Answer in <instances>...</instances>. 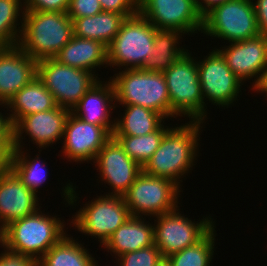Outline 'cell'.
I'll return each mask as SVG.
<instances>
[{
	"mask_svg": "<svg viewBox=\"0 0 267 266\" xmlns=\"http://www.w3.org/2000/svg\"><path fill=\"white\" fill-rule=\"evenodd\" d=\"M201 123L190 121L189 124L170 127L142 171L150 176L171 179L180 186L179 181L183 182L181 176L195 165Z\"/></svg>",
	"mask_w": 267,
	"mask_h": 266,
	"instance_id": "1",
	"label": "cell"
},
{
	"mask_svg": "<svg viewBox=\"0 0 267 266\" xmlns=\"http://www.w3.org/2000/svg\"><path fill=\"white\" fill-rule=\"evenodd\" d=\"M22 21L18 46L37 62L55 58L74 35L67 12L24 11Z\"/></svg>",
	"mask_w": 267,
	"mask_h": 266,
	"instance_id": "2",
	"label": "cell"
},
{
	"mask_svg": "<svg viewBox=\"0 0 267 266\" xmlns=\"http://www.w3.org/2000/svg\"><path fill=\"white\" fill-rule=\"evenodd\" d=\"M64 222L36 212L12 221L0 231V244L8 251L23 254L38 262L66 234Z\"/></svg>",
	"mask_w": 267,
	"mask_h": 266,
	"instance_id": "3",
	"label": "cell"
},
{
	"mask_svg": "<svg viewBox=\"0 0 267 266\" xmlns=\"http://www.w3.org/2000/svg\"><path fill=\"white\" fill-rule=\"evenodd\" d=\"M115 76L110 79L114 86L115 102L142 106L169 118L170 97L162 72L128 68Z\"/></svg>",
	"mask_w": 267,
	"mask_h": 266,
	"instance_id": "4",
	"label": "cell"
},
{
	"mask_svg": "<svg viewBox=\"0 0 267 266\" xmlns=\"http://www.w3.org/2000/svg\"><path fill=\"white\" fill-rule=\"evenodd\" d=\"M190 55L187 51L162 72L170 97V117L186 115L191 121L204 122L206 104L199 81L198 64Z\"/></svg>",
	"mask_w": 267,
	"mask_h": 266,
	"instance_id": "5",
	"label": "cell"
},
{
	"mask_svg": "<svg viewBox=\"0 0 267 266\" xmlns=\"http://www.w3.org/2000/svg\"><path fill=\"white\" fill-rule=\"evenodd\" d=\"M156 31L139 12L127 17L107 47L108 65L122 68L126 66L124 69L143 68L152 55Z\"/></svg>",
	"mask_w": 267,
	"mask_h": 266,
	"instance_id": "6",
	"label": "cell"
},
{
	"mask_svg": "<svg viewBox=\"0 0 267 266\" xmlns=\"http://www.w3.org/2000/svg\"><path fill=\"white\" fill-rule=\"evenodd\" d=\"M202 32L228 42L260 35L253 0H227L203 16Z\"/></svg>",
	"mask_w": 267,
	"mask_h": 266,
	"instance_id": "7",
	"label": "cell"
},
{
	"mask_svg": "<svg viewBox=\"0 0 267 266\" xmlns=\"http://www.w3.org/2000/svg\"><path fill=\"white\" fill-rule=\"evenodd\" d=\"M37 77L54 96L57 105L69 110L99 80L96 74L61 64L55 58L37 62Z\"/></svg>",
	"mask_w": 267,
	"mask_h": 266,
	"instance_id": "8",
	"label": "cell"
},
{
	"mask_svg": "<svg viewBox=\"0 0 267 266\" xmlns=\"http://www.w3.org/2000/svg\"><path fill=\"white\" fill-rule=\"evenodd\" d=\"M179 188L171 179L150 176L142 171L123 198L132 216L156 217L179 208Z\"/></svg>",
	"mask_w": 267,
	"mask_h": 266,
	"instance_id": "9",
	"label": "cell"
},
{
	"mask_svg": "<svg viewBox=\"0 0 267 266\" xmlns=\"http://www.w3.org/2000/svg\"><path fill=\"white\" fill-rule=\"evenodd\" d=\"M85 205L71 223L82 234L98 237L101 245L132 216L123 196L106 194Z\"/></svg>",
	"mask_w": 267,
	"mask_h": 266,
	"instance_id": "10",
	"label": "cell"
},
{
	"mask_svg": "<svg viewBox=\"0 0 267 266\" xmlns=\"http://www.w3.org/2000/svg\"><path fill=\"white\" fill-rule=\"evenodd\" d=\"M156 218L157 225H153L154 245L163 258L197 244L214 228L212 218L203 217L195 224L181 215L178 208Z\"/></svg>",
	"mask_w": 267,
	"mask_h": 266,
	"instance_id": "11",
	"label": "cell"
},
{
	"mask_svg": "<svg viewBox=\"0 0 267 266\" xmlns=\"http://www.w3.org/2000/svg\"><path fill=\"white\" fill-rule=\"evenodd\" d=\"M138 12L157 30L202 33L203 16L195 0H138Z\"/></svg>",
	"mask_w": 267,
	"mask_h": 266,
	"instance_id": "12",
	"label": "cell"
},
{
	"mask_svg": "<svg viewBox=\"0 0 267 266\" xmlns=\"http://www.w3.org/2000/svg\"><path fill=\"white\" fill-rule=\"evenodd\" d=\"M209 53L197 62L203 97L216 106L228 107L237 100L243 81L232 72L217 49Z\"/></svg>",
	"mask_w": 267,
	"mask_h": 266,
	"instance_id": "13",
	"label": "cell"
},
{
	"mask_svg": "<svg viewBox=\"0 0 267 266\" xmlns=\"http://www.w3.org/2000/svg\"><path fill=\"white\" fill-rule=\"evenodd\" d=\"M93 162L97 164L102 181L113 190L108 195L123 196L142 172V167L125 153L123 146L113 136L100 149Z\"/></svg>",
	"mask_w": 267,
	"mask_h": 266,
	"instance_id": "14",
	"label": "cell"
},
{
	"mask_svg": "<svg viewBox=\"0 0 267 266\" xmlns=\"http://www.w3.org/2000/svg\"><path fill=\"white\" fill-rule=\"evenodd\" d=\"M71 110L59 107L52 110L37 112L20 118L12 126L13 149H20L22 134L31 137L33 144L39 148L47 147L63 137L65 124ZM35 141V142H34Z\"/></svg>",
	"mask_w": 267,
	"mask_h": 266,
	"instance_id": "15",
	"label": "cell"
},
{
	"mask_svg": "<svg viewBox=\"0 0 267 266\" xmlns=\"http://www.w3.org/2000/svg\"><path fill=\"white\" fill-rule=\"evenodd\" d=\"M112 137L103 126L87 123L70 112L63 133V154L75 162L95 160L100 149Z\"/></svg>",
	"mask_w": 267,
	"mask_h": 266,
	"instance_id": "16",
	"label": "cell"
},
{
	"mask_svg": "<svg viewBox=\"0 0 267 266\" xmlns=\"http://www.w3.org/2000/svg\"><path fill=\"white\" fill-rule=\"evenodd\" d=\"M224 49H217L226 60L228 67L240 80H250L255 76L253 87L260 81L267 65V37H256L231 42Z\"/></svg>",
	"mask_w": 267,
	"mask_h": 266,
	"instance_id": "17",
	"label": "cell"
},
{
	"mask_svg": "<svg viewBox=\"0 0 267 266\" xmlns=\"http://www.w3.org/2000/svg\"><path fill=\"white\" fill-rule=\"evenodd\" d=\"M37 76V61L18 45L0 48V103L6 104Z\"/></svg>",
	"mask_w": 267,
	"mask_h": 266,
	"instance_id": "18",
	"label": "cell"
},
{
	"mask_svg": "<svg viewBox=\"0 0 267 266\" xmlns=\"http://www.w3.org/2000/svg\"><path fill=\"white\" fill-rule=\"evenodd\" d=\"M38 196L9 169L0 176V231L14 220L37 210Z\"/></svg>",
	"mask_w": 267,
	"mask_h": 266,
	"instance_id": "19",
	"label": "cell"
},
{
	"mask_svg": "<svg viewBox=\"0 0 267 266\" xmlns=\"http://www.w3.org/2000/svg\"><path fill=\"white\" fill-rule=\"evenodd\" d=\"M102 82L98 80L94 83L71 112L87 123L105 127L113 134L115 120L111 123L109 117L110 110L116 107L113 104L116 101L114 86L110 79L105 84Z\"/></svg>",
	"mask_w": 267,
	"mask_h": 266,
	"instance_id": "20",
	"label": "cell"
},
{
	"mask_svg": "<svg viewBox=\"0 0 267 266\" xmlns=\"http://www.w3.org/2000/svg\"><path fill=\"white\" fill-rule=\"evenodd\" d=\"M55 59L61 64L95 74L93 69L100 67V65H108V50L107 46L101 41L79 38L73 35Z\"/></svg>",
	"mask_w": 267,
	"mask_h": 266,
	"instance_id": "21",
	"label": "cell"
},
{
	"mask_svg": "<svg viewBox=\"0 0 267 266\" xmlns=\"http://www.w3.org/2000/svg\"><path fill=\"white\" fill-rule=\"evenodd\" d=\"M5 106L9 107V111L12 112L8 114V118L11 126H13L26 115L52 110L58 105L54 96L36 76L7 101Z\"/></svg>",
	"mask_w": 267,
	"mask_h": 266,
	"instance_id": "22",
	"label": "cell"
},
{
	"mask_svg": "<svg viewBox=\"0 0 267 266\" xmlns=\"http://www.w3.org/2000/svg\"><path fill=\"white\" fill-rule=\"evenodd\" d=\"M143 217L131 216L103 245L117 257L154 244V226ZM148 223V224H146Z\"/></svg>",
	"mask_w": 267,
	"mask_h": 266,
	"instance_id": "23",
	"label": "cell"
},
{
	"mask_svg": "<svg viewBox=\"0 0 267 266\" xmlns=\"http://www.w3.org/2000/svg\"><path fill=\"white\" fill-rule=\"evenodd\" d=\"M126 17L119 13L104 12L73 19L74 36L111 44Z\"/></svg>",
	"mask_w": 267,
	"mask_h": 266,
	"instance_id": "24",
	"label": "cell"
},
{
	"mask_svg": "<svg viewBox=\"0 0 267 266\" xmlns=\"http://www.w3.org/2000/svg\"><path fill=\"white\" fill-rule=\"evenodd\" d=\"M126 110L121 119L115 121L112 135L141 136L157 131L162 125L161 114L138 105H123Z\"/></svg>",
	"mask_w": 267,
	"mask_h": 266,
	"instance_id": "25",
	"label": "cell"
},
{
	"mask_svg": "<svg viewBox=\"0 0 267 266\" xmlns=\"http://www.w3.org/2000/svg\"><path fill=\"white\" fill-rule=\"evenodd\" d=\"M182 32L176 30H157L155 32L152 55L143 66V70L163 72L167 70L178 58L187 52L178 48Z\"/></svg>",
	"mask_w": 267,
	"mask_h": 266,
	"instance_id": "26",
	"label": "cell"
},
{
	"mask_svg": "<svg viewBox=\"0 0 267 266\" xmlns=\"http://www.w3.org/2000/svg\"><path fill=\"white\" fill-rule=\"evenodd\" d=\"M86 248L65 235L37 262V266H92L95 259Z\"/></svg>",
	"mask_w": 267,
	"mask_h": 266,
	"instance_id": "27",
	"label": "cell"
},
{
	"mask_svg": "<svg viewBox=\"0 0 267 266\" xmlns=\"http://www.w3.org/2000/svg\"><path fill=\"white\" fill-rule=\"evenodd\" d=\"M170 128L162 125L157 131L141 136L112 135L123 146L125 153L132 158L140 167L151 158L153 153L159 148L164 134Z\"/></svg>",
	"mask_w": 267,
	"mask_h": 266,
	"instance_id": "28",
	"label": "cell"
},
{
	"mask_svg": "<svg viewBox=\"0 0 267 266\" xmlns=\"http://www.w3.org/2000/svg\"><path fill=\"white\" fill-rule=\"evenodd\" d=\"M38 156V157H37ZM39 155L35 158H27L21 149H13L10 169L17 175L21 182L36 195L40 186L47 179L44 168L45 163L40 164ZM44 172V173H43ZM39 187V188H38Z\"/></svg>",
	"mask_w": 267,
	"mask_h": 266,
	"instance_id": "29",
	"label": "cell"
},
{
	"mask_svg": "<svg viewBox=\"0 0 267 266\" xmlns=\"http://www.w3.org/2000/svg\"><path fill=\"white\" fill-rule=\"evenodd\" d=\"M215 228L201 241L166 257L171 266H210L214 253Z\"/></svg>",
	"mask_w": 267,
	"mask_h": 266,
	"instance_id": "30",
	"label": "cell"
},
{
	"mask_svg": "<svg viewBox=\"0 0 267 266\" xmlns=\"http://www.w3.org/2000/svg\"><path fill=\"white\" fill-rule=\"evenodd\" d=\"M23 7L21 0H0V48L18 45L22 25L16 29L20 24L17 20L20 18V9L23 16Z\"/></svg>",
	"mask_w": 267,
	"mask_h": 266,
	"instance_id": "31",
	"label": "cell"
},
{
	"mask_svg": "<svg viewBox=\"0 0 267 266\" xmlns=\"http://www.w3.org/2000/svg\"><path fill=\"white\" fill-rule=\"evenodd\" d=\"M162 259L160 250L153 244L137 251L122 254L118 257V262L120 261L119 266H156Z\"/></svg>",
	"mask_w": 267,
	"mask_h": 266,
	"instance_id": "32",
	"label": "cell"
},
{
	"mask_svg": "<svg viewBox=\"0 0 267 266\" xmlns=\"http://www.w3.org/2000/svg\"><path fill=\"white\" fill-rule=\"evenodd\" d=\"M103 11L99 0H70L68 16L73 20L87 16H94Z\"/></svg>",
	"mask_w": 267,
	"mask_h": 266,
	"instance_id": "33",
	"label": "cell"
},
{
	"mask_svg": "<svg viewBox=\"0 0 267 266\" xmlns=\"http://www.w3.org/2000/svg\"><path fill=\"white\" fill-rule=\"evenodd\" d=\"M24 11L67 12L70 0H23Z\"/></svg>",
	"mask_w": 267,
	"mask_h": 266,
	"instance_id": "34",
	"label": "cell"
},
{
	"mask_svg": "<svg viewBox=\"0 0 267 266\" xmlns=\"http://www.w3.org/2000/svg\"><path fill=\"white\" fill-rule=\"evenodd\" d=\"M104 12L124 15L126 18L138 12V0H99Z\"/></svg>",
	"mask_w": 267,
	"mask_h": 266,
	"instance_id": "35",
	"label": "cell"
},
{
	"mask_svg": "<svg viewBox=\"0 0 267 266\" xmlns=\"http://www.w3.org/2000/svg\"><path fill=\"white\" fill-rule=\"evenodd\" d=\"M0 266H37V262L29 256L4 249L0 254Z\"/></svg>",
	"mask_w": 267,
	"mask_h": 266,
	"instance_id": "36",
	"label": "cell"
},
{
	"mask_svg": "<svg viewBox=\"0 0 267 266\" xmlns=\"http://www.w3.org/2000/svg\"><path fill=\"white\" fill-rule=\"evenodd\" d=\"M260 35L267 37V0L253 2Z\"/></svg>",
	"mask_w": 267,
	"mask_h": 266,
	"instance_id": "37",
	"label": "cell"
},
{
	"mask_svg": "<svg viewBox=\"0 0 267 266\" xmlns=\"http://www.w3.org/2000/svg\"><path fill=\"white\" fill-rule=\"evenodd\" d=\"M12 152V141H0V176L10 169Z\"/></svg>",
	"mask_w": 267,
	"mask_h": 266,
	"instance_id": "38",
	"label": "cell"
},
{
	"mask_svg": "<svg viewBox=\"0 0 267 266\" xmlns=\"http://www.w3.org/2000/svg\"><path fill=\"white\" fill-rule=\"evenodd\" d=\"M5 106V104L0 103ZM0 112V141H12V126L8 116L2 115Z\"/></svg>",
	"mask_w": 267,
	"mask_h": 266,
	"instance_id": "39",
	"label": "cell"
},
{
	"mask_svg": "<svg viewBox=\"0 0 267 266\" xmlns=\"http://www.w3.org/2000/svg\"><path fill=\"white\" fill-rule=\"evenodd\" d=\"M225 1L227 0H195V3L199 12L204 16L213 7L222 4Z\"/></svg>",
	"mask_w": 267,
	"mask_h": 266,
	"instance_id": "40",
	"label": "cell"
},
{
	"mask_svg": "<svg viewBox=\"0 0 267 266\" xmlns=\"http://www.w3.org/2000/svg\"><path fill=\"white\" fill-rule=\"evenodd\" d=\"M257 92L266 93L267 92V65L263 70L262 76L260 78V81L253 87V90Z\"/></svg>",
	"mask_w": 267,
	"mask_h": 266,
	"instance_id": "41",
	"label": "cell"
},
{
	"mask_svg": "<svg viewBox=\"0 0 267 266\" xmlns=\"http://www.w3.org/2000/svg\"><path fill=\"white\" fill-rule=\"evenodd\" d=\"M156 266H171L166 258H163Z\"/></svg>",
	"mask_w": 267,
	"mask_h": 266,
	"instance_id": "42",
	"label": "cell"
},
{
	"mask_svg": "<svg viewBox=\"0 0 267 266\" xmlns=\"http://www.w3.org/2000/svg\"><path fill=\"white\" fill-rule=\"evenodd\" d=\"M98 264H97V262L96 261H94V263L92 264V266H97Z\"/></svg>",
	"mask_w": 267,
	"mask_h": 266,
	"instance_id": "43",
	"label": "cell"
}]
</instances>
